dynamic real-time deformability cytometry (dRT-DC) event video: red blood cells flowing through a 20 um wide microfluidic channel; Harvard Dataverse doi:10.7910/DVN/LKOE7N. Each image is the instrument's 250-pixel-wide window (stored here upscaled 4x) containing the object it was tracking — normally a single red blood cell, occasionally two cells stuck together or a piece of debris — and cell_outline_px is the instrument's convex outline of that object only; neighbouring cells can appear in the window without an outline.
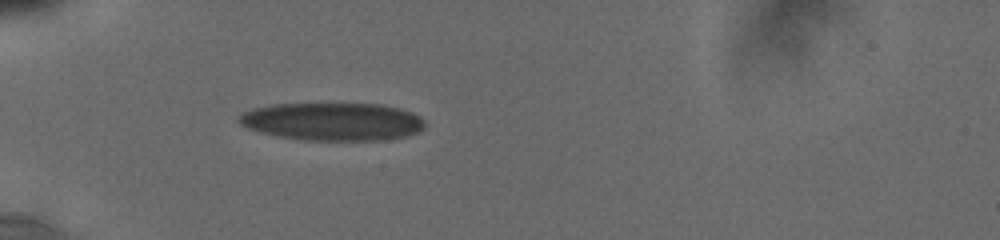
{"species": "human", "species_latin": "Homo sapiens", "temperature_condition": "cold", "stored_images_in_passage": 11, "camera_frame_rate_fps": 3000, "um_per_image_px": 0.085, "donor": {"sex": "male"}, "frame": {"image": 1, "passage_image": 1, "time_ms": 0.0, "image_size_px": [1000, 240], "cell_outline_px": [[424, 128], [408, 136], [384, 140], [308, 140], [280, 136], [248, 128], [240, 124], [236, 120], [236, 116], [252, 108], [272, 104], [380, 104], [400, 108], [412, 112], [420, 116], [424, 120]], "centroid_in_image_um": [28.28, 10.32], "position_along_channel_um": 56.7, "area_um2": 41.04}}
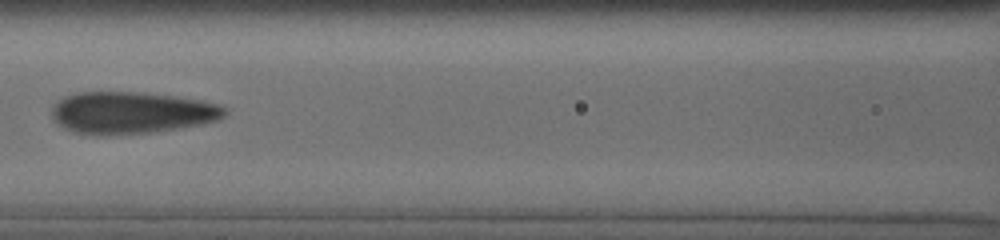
{"frame": {"image": 2, "passage_image": 7, "time_ms": 3.0, "image_size_px": [1000, 240], "cell_outline_px": [[228, 112], [224, 116], [216, 120], [200, 124], [152, 132], [104, 136], [96, 136], [72, 132], [64, 128], [52, 116], [52, 104], [64, 96], [80, 92], [132, 92], [172, 96], [200, 100], [216, 104], [224, 108]], "centroid_in_image_um": [11.1, 9.59], "position_along_channel_um": 155.5, "area_um2": 42.08}}
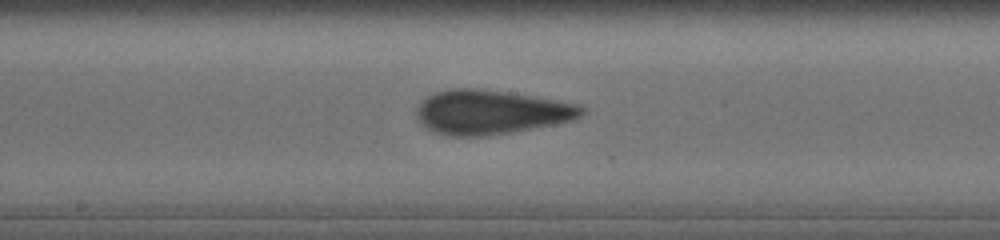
{"frame": {"image": 3, "passage_image": 10, "time_ms": 4.333, "image_size_px": [1000, 240], "cell_outline_px": [[584, 112], [580, 116], [572, 120], [552, 124], [508, 132], [480, 136], [448, 136], [436, 132], [428, 128], [416, 116], [416, 108], [428, 96], [436, 92], [452, 88], [472, 88], [532, 96], [580, 104], [584, 108]], "centroid_in_image_um": [41.71, 9.53], "position_along_channel_um": 206.5, "area_um2": 41.67}}